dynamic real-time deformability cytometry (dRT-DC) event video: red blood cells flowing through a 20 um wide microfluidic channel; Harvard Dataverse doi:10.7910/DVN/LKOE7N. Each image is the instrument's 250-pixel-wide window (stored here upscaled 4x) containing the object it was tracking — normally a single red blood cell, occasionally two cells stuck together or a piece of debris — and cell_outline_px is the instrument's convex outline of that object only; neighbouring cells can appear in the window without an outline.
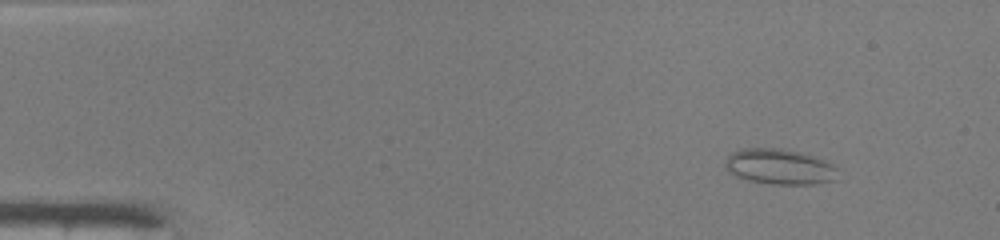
{"species": "common noctule bat (a hibernating species)", "species_latin": "Nyctalus noctula", "temperature_condition": "warm", "stored_images_in_passage": 43, "camera_frame_rate_fps": 3000, "um_per_image_px": 0.085, "animal": {"sex": "male", "body_mass_g": 19.0, "forearm_length_mm": 50.8}, "frame": {"image": 1, "passage_image": 1, "time_ms": 0.0, "image_size_px": [1000, 240], "cell_outline_px": [[836, 180], [816, 184], [768, 184], [748, 180], [736, 176], [728, 172], [724, 168], [724, 160], [732, 152], [740, 148], [780, 148], [800, 152], [824, 160], [832, 164], [836, 168]], "centroid_in_image_um": [66.21, 14.17], "position_along_channel_um": 18.8, "area_um2": 23.47}}
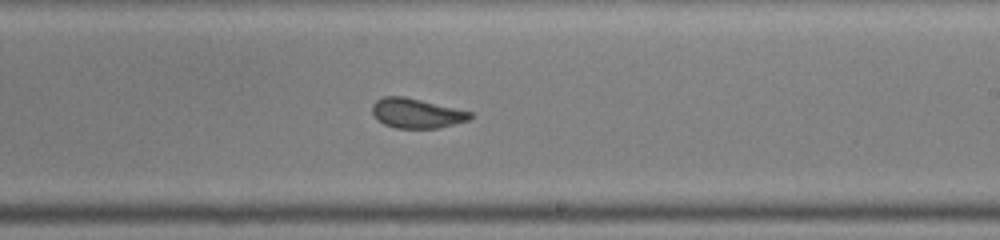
{"frame": {"image": 2, "passage_image": 25, "time_ms": 8.0, "image_size_px": [1000, 240], "cell_outline_px": [[472, 116], [468, 120], [440, 128], [396, 128], [384, 124], [376, 120], [372, 112], [372, 104], [376, 100], [384, 96], [404, 96], [472, 112]], "centroid_in_image_um": [35.37, 9.63], "position_along_channel_um": 253.6, "area_um2": 16.94}}
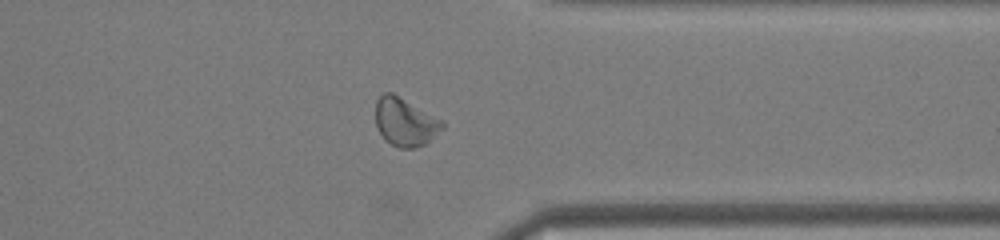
{"frame": {"image": 3, "passage_image": 34, "time_ms": 11.0, "image_size_px": [1000, 240], "cell_outline_px": [[444, 128], [424, 144], [416, 148], [400, 148], [384, 140], [376, 128], [376, 100], [384, 92], [392, 92], [444, 120]], "centroid_in_image_um": [34.43, 10.36], "position_along_channel_um": 377.0, "area_um2": 18.9}, "authors_computed_cell_mechanics": {"area_um2": 18.3226, "velocity_mm_per_s": 4.2108, "shape_relaxation_time_tau1_ms": 3.0046, "shape_relaxation_time_tau2_ms": 1.0431, "deformation_change_tau1": 0.0732, "deformation_change_tau2": 0.0484}}